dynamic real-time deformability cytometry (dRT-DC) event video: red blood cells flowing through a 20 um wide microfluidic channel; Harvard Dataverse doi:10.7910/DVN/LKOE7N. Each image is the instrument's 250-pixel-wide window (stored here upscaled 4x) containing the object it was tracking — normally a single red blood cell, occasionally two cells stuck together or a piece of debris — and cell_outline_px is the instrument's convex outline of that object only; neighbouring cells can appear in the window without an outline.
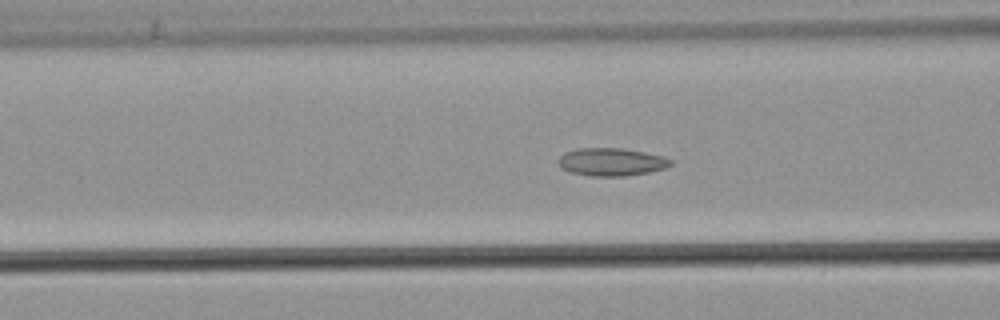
{"species": "common noctule bat (a hibernating species)", "species_latin": "Nyctalus noctula", "temperature_condition": "warm", "stored_images_in_passage": 41, "camera_frame_rate_fps": 3000, "um_per_image_px": 0.085, "animal": {"sex": "male", "body_mass_g": 21.5, "forearm_length_mm": 52.0}, "frame": {"image": 1, "passage_image": 16, "time_ms": 5.0, "image_size_px": [1000, 320], "cell_outline_px": [[672, 164], [664, 168], [648, 172], [624, 176], [588, 176], [572, 172], [560, 168], [560, 156], [564, 152], [576, 148], [624, 148], [664, 156], [672, 160]], "centroid_in_image_um": [51.97, 13.75], "position_along_channel_um": 114.6, "area_um2": 18.21}}
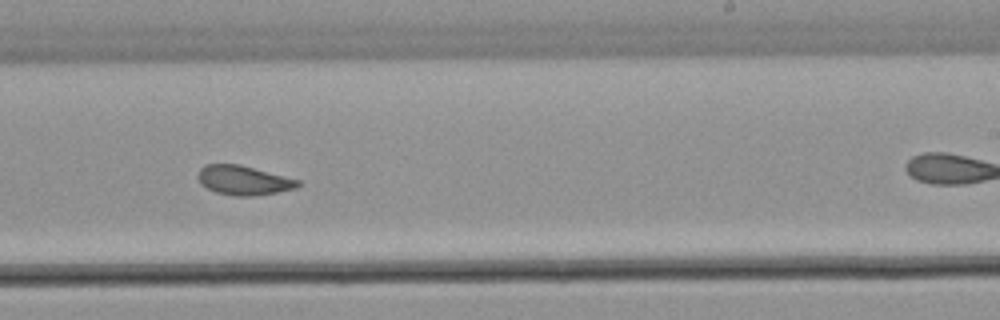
{"frame": {"image": 2, "passage_image": 28, "time_ms": 9.0, "image_size_px": [1000, 320], "cell_outline_px": [[300, 184], [296, 188], [276, 192], [252, 196], [236, 196], [216, 192], [200, 184], [196, 176], [200, 168], [204, 164], [240, 164], [300, 180]], "centroid_in_image_um": [20.67, 15.31], "position_along_channel_um": 268.3, "area_um2": 17.11}}
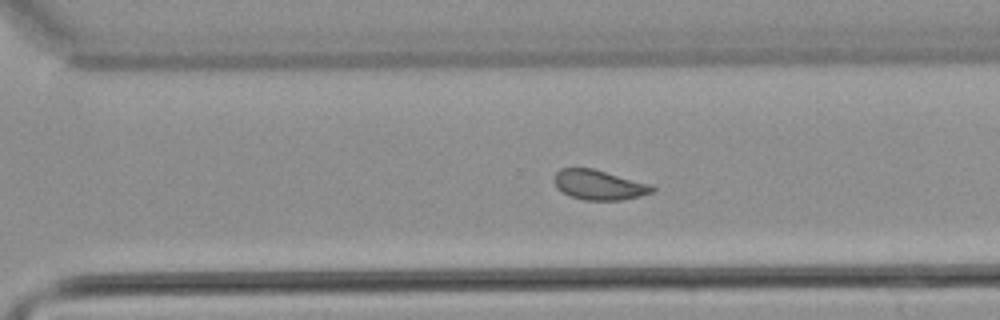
{"frame": {"image": 3, "passage_image": 32, "time_ms": 10.333, "image_size_px": [1000, 320], "cell_outline_px": [[656, 188], [652, 192], [640, 196], [620, 200], [584, 200], [568, 196], [556, 188], [556, 172], [560, 168], [592, 168], [652, 184]], "centroid_in_image_um": [50.93, 15.72], "position_along_channel_um": 319.7, "area_um2": 17.05}, "authors_computed_cell_mechanics": {"area_um2": 18.0336, "velocity_mm_per_s": 3.8467, "shape_relaxation_time_tau1_ms": 8.0689, "shape_relaxation_time_tau2_ms": 1.9361, "deformation_change_tau1": 0.153, "deformation_change_tau2": 0.0778}}